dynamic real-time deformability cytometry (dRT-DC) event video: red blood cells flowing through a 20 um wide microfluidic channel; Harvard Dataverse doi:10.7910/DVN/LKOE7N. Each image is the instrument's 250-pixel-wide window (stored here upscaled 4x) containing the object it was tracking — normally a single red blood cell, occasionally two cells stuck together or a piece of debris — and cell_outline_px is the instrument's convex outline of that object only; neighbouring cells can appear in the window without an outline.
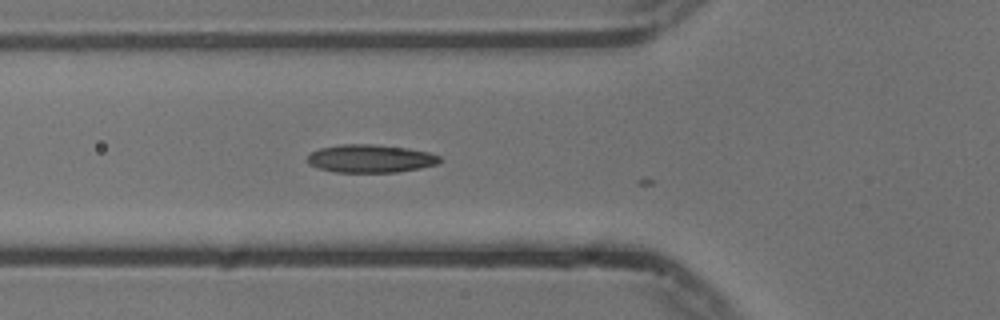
{"species": "common noctule bat (a hibernating species)", "species_latin": "Nyctalus noctula", "temperature_condition": "cold", "stored_images_in_passage": 4, "camera_frame_rate_fps": 3000, "um_per_image_px": 0.085, "animal": {"sex": "male", "body_mass_g": 13.3}, "frame": {"image": 1, "passage_image": 3, "time_ms": 0.667, "image_size_px": [1000, 320], "cell_outline_px": [[440, 160], [436, 164], [420, 168], [396, 172], [336, 172], [316, 168], [308, 164], [304, 160], [312, 152], [320, 148], [340, 144], [372, 144], [408, 148], [428, 152], [440, 156]], "centroid_in_image_um": [31.43, 13.48], "position_along_channel_um": 94.4, "area_um2": 21.68}}